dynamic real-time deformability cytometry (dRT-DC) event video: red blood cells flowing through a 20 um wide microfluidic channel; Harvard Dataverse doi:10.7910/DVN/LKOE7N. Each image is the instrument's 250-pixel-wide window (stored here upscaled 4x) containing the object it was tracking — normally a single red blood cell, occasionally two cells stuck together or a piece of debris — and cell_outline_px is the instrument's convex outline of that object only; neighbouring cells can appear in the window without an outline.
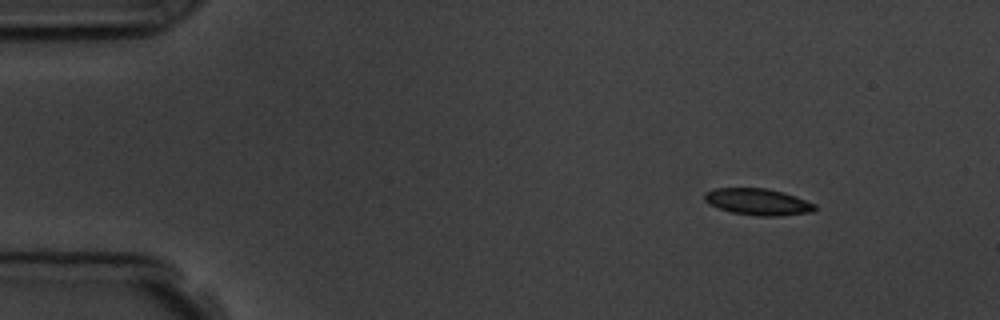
{"species": "common noctule bat (a hibernating species)", "species_latin": "Nyctalus noctula", "temperature_condition": "room temperature", "stored_images_in_passage": 4, "camera_frame_rate_fps": 3000, "um_per_image_px": 0.085, "animal": {"sex": "male", "body_mass_g": 19.5, "forearm_length_mm": 54.6}, "frame": {"image": 1, "passage_image": 1, "time_ms": 0.0, "image_size_px": [1000, 320], "cell_outline_px": [[816, 208], [812, 212], [780, 216], [756, 216], [732, 212], [708, 204], [704, 200], [704, 192], [716, 188], [768, 188], [784, 192], [796, 196], [816, 204]], "centroid_in_image_um": [64.43, 17.15], "position_along_channel_um": 20.6, "area_um2": 17.22}}
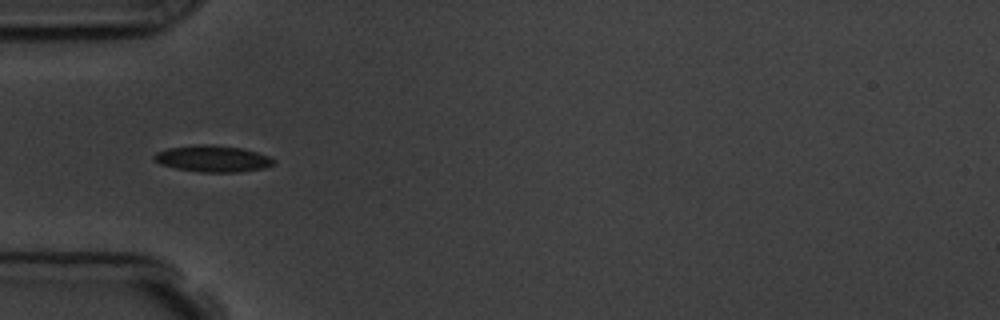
{"frame": {"image": 2, "passage_image": 4, "time_ms": 3.667, "image_size_px": [1000, 320], "cell_outline_px": [[276, 160], [272, 164], [264, 168], [240, 172], [200, 172], [176, 168], [160, 164], [152, 156], [156, 152], [168, 148], [196, 144], [212, 144], [240, 148], [256, 152], [268, 156]], "centroid_in_image_um": [18.06, 13.48], "position_along_channel_um": 66.9, "area_um2": 18.38}}